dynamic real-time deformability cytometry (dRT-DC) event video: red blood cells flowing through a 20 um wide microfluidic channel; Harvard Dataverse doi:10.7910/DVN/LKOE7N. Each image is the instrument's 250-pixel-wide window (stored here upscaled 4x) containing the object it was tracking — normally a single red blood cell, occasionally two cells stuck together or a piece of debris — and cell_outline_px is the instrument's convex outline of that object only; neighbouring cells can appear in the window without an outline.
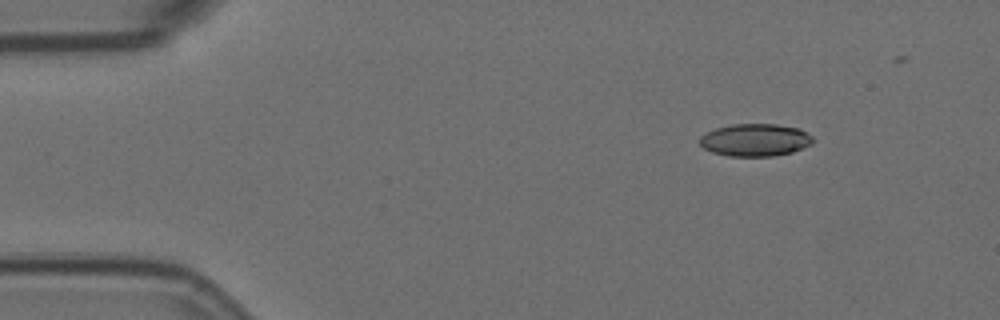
{"species": "Egyptian fruit bat (a non-hibernating species)", "species_latin": "Rousettus aegyptiacus", "temperature_condition": "room temperature", "stored_images_in_passage": 9, "camera_frame_rate_fps": 3000, "um_per_image_px": 0.085, "animal": {"sex": "female"}, "frame": {"image": 1, "passage_image": 2, "time_ms": 0.333, "image_size_px": [1000, 320], "cell_outline_px": [[816, 140], [812, 144], [792, 152], [772, 156], [728, 156], [712, 152], [704, 148], [700, 144], [700, 136], [716, 128], [732, 124], [776, 124], [800, 128], [812, 136]], "centroid_in_image_um": [64.22, 11.89], "position_along_channel_um": 20.8, "area_um2": 21.5}}
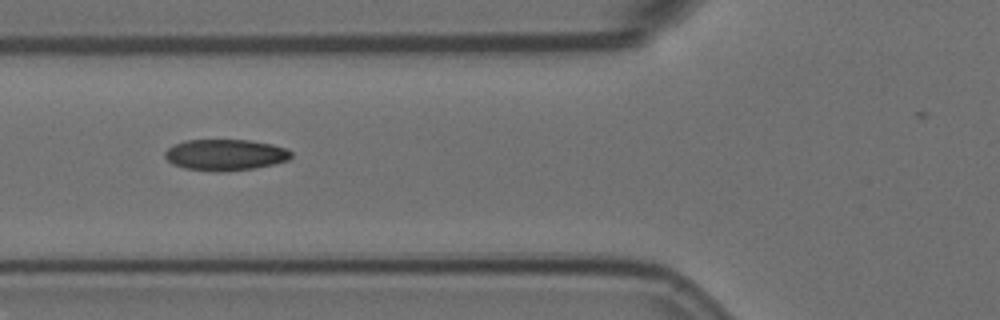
{"frame": {"image": 2, "passage_image": 6, "time_ms": 1.667, "image_size_px": [1000, 320], "cell_outline_px": [[292, 156], [288, 160], [272, 164], [252, 168], [224, 172], [216, 172], [184, 168], [172, 164], [164, 156], [164, 152], [172, 144], [188, 140], [248, 140], [272, 144], [284, 148], [292, 152]], "centroid_in_image_um": [19.11, 13.16], "position_along_channel_um": 106.7, "area_um2": 22.95}}
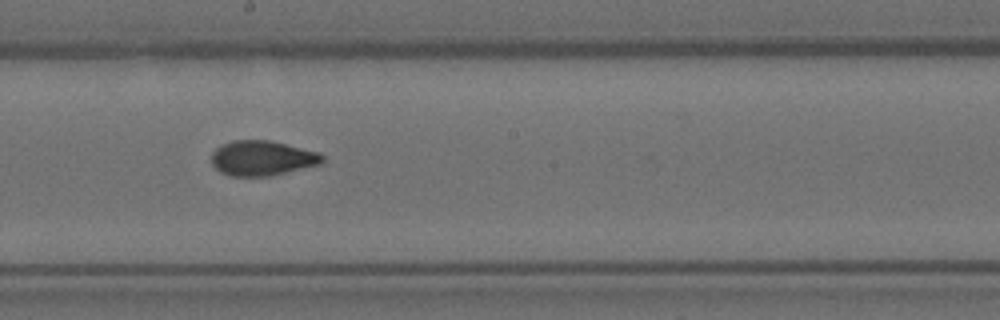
{"frame": {"image": 3, "passage_image": 9, "time_ms": 2.667, "image_size_px": [1000, 320], "cell_outline_px": [[324, 160], [320, 164], [268, 176], [232, 176], [220, 172], [212, 164], [212, 152], [220, 144], [232, 140], [272, 140], [320, 152], [324, 156]], "centroid_in_image_um": [22.28, 13.42], "position_along_channel_um": 225.9, "area_um2": 22.72}}